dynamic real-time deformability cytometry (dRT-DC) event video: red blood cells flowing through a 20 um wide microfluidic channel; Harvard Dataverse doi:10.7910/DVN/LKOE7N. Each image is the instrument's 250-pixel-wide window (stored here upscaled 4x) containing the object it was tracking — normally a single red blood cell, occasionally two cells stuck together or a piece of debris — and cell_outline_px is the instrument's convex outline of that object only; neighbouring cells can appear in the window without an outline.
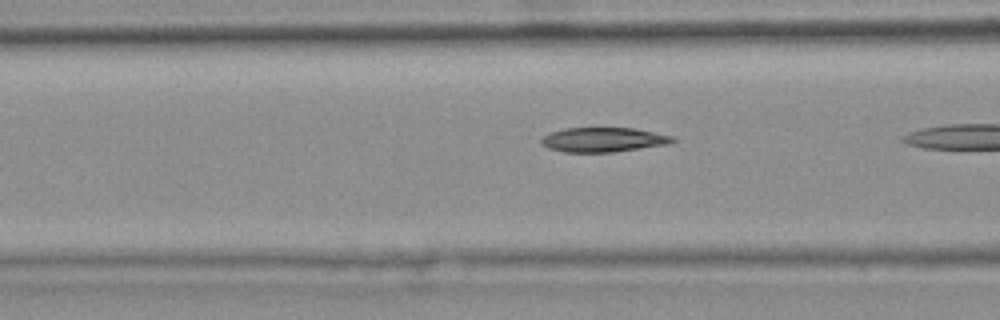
{"species": "common noctule bat (a hibernating species)", "species_latin": "Nyctalus noctula", "temperature_condition": "warm", "stored_images_in_passage": 7, "camera_frame_rate_fps": 3000, "um_per_image_px": 0.085, "animal": {"sex": "female", "body_mass_g": 25.1}, "frame": {"image": 1, "passage_image": 5, "time_ms": 1.333, "image_size_px": [1000, 320], "cell_outline_px": [[676, 140], [668, 144], [612, 152], [564, 152], [548, 148], [540, 144], [540, 140], [548, 132], [564, 128], [636, 128], [676, 136]], "centroid_in_image_um": [51.28, 11.86], "position_along_channel_um": 115.3, "area_um2": 18.96}}